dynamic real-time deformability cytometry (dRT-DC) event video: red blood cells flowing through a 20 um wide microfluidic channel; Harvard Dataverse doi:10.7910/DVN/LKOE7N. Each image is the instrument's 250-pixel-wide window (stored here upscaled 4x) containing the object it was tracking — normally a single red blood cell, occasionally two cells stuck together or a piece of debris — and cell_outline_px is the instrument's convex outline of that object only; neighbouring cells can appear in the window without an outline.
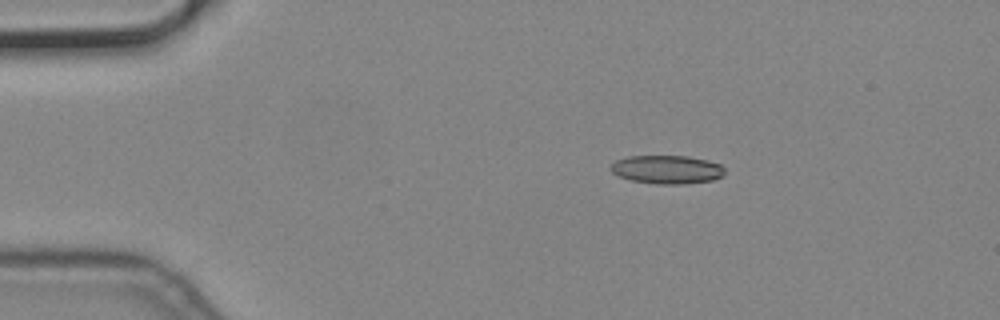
{"species": "common noctule bat (a hibernating species)", "species_latin": "Nyctalus noctula", "temperature_condition": "cold", "stored_images_in_passage": 5, "camera_frame_rate_fps": 3000, "um_per_image_px": 0.085, "animal": {"sex": "male", "body_mass_g": 19.2, "forearm_length_mm": 51.8}, "frame": {"image": 1, "passage_image": 3, "time_ms": 0.667, "image_size_px": [1000, 320], "cell_outline_px": [[724, 176], [712, 180], [684, 184], [656, 184], [628, 180], [612, 172], [608, 168], [616, 160], [628, 156], [688, 156], [708, 160], [720, 164], [724, 168]], "centroid_in_image_um": [56.69, 14.41], "position_along_channel_um": 28.3, "area_um2": 19.07}}